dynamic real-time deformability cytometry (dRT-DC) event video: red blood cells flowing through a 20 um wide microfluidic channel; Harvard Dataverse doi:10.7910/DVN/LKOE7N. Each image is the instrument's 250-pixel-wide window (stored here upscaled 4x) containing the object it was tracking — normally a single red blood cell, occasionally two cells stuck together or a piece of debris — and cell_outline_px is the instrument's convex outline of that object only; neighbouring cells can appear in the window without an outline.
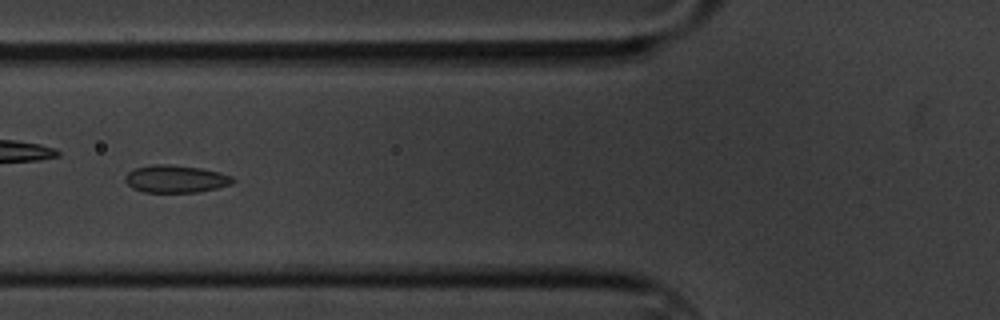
{"species": "common noctule bat (a hibernating species)", "species_latin": "Nyctalus noctula", "temperature_condition": "cold", "stored_images_in_passage": 51, "camera_frame_rate_fps": 3000, "um_per_image_px": 0.085, "animal": {"sex": "male", "body_mass_g": 20.1, "forearm_length_mm": 53.5}, "frame": {"image": 1, "passage_image": 20, "time_ms": 6.333, "image_size_px": [1000, 320], "cell_outline_px": [[236, 180], [232, 184], [200, 192], [144, 192], [132, 188], [124, 180], [124, 176], [128, 172], [136, 168], [152, 164], [172, 164], [200, 168], [220, 172], [232, 176]], "centroid_in_image_um": [14.94, 15.2], "position_along_channel_um": 110.9, "area_um2": 17.4}}
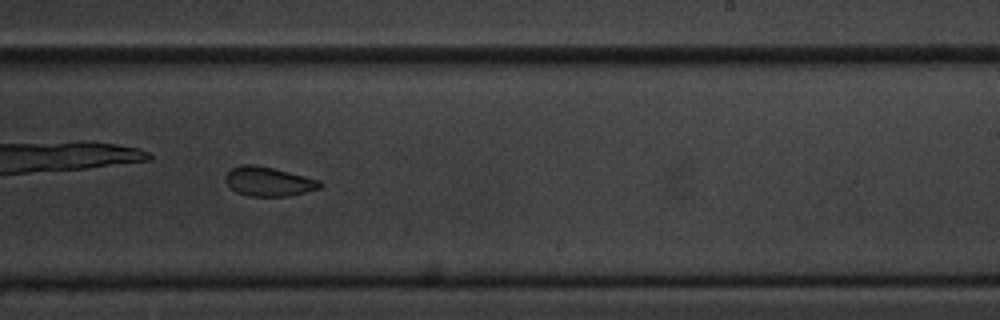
{"frame": {"image": 2, "passage_image": 34, "time_ms": 11.0, "image_size_px": [1000, 320], "cell_outline_px": [[324, 188], [288, 196], [248, 196], [236, 192], [224, 180], [224, 176], [232, 168], [240, 164], [252, 164], [272, 168], [320, 180], [324, 184]], "centroid_in_image_um": [22.85, 15.43], "position_along_channel_um": 266.1, "area_um2": 16.18}}
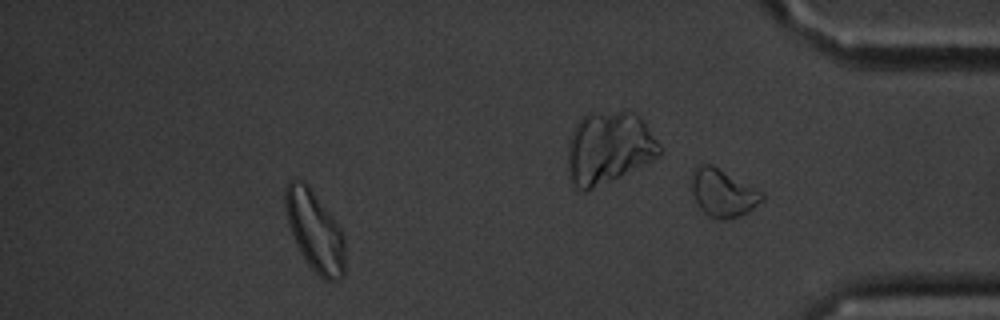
{"frame": {"image": 3, "passage_image": 44, "time_ms": 14.333, "image_size_px": [1000, 320], "cell_outline_px": [[344, 276], [340, 280], [324, 280], [308, 264], [300, 252], [296, 244], [288, 224], [284, 204], [284, 188], [288, 180], [300, 180], [308, 184], [340, 228], [344, 236]], "centroid_in_image_um": [26.74, 19.62], "position_along_channel_um": 408.5, "area_um2": 27.86}, "authors_computed_cell_mechanics": {"area_um2": 17.5134, "velocity_mm_per_s": 3.3247, "shape_relaxation_time_tau1_ms": 3.7629, "shape_relaxation_time_tau2_ms": 3.1921, "deformation_change_tau1": 0.0715, "deformation_change_tau2": 0.0641}}